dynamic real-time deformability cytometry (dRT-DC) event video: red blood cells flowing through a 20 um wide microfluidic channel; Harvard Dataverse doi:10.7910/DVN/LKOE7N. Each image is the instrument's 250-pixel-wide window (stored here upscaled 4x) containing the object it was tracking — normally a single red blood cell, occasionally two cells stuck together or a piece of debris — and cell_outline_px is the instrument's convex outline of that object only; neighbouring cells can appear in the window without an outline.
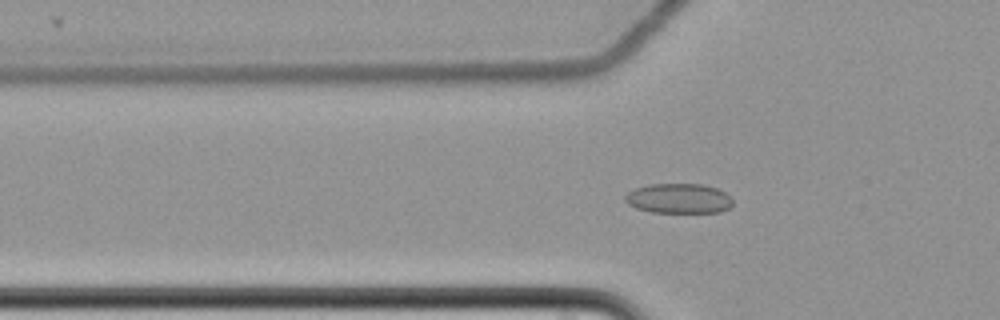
{"species": "common noctule bat (a hibernating species)", "species_latin": "Nyctalus noctula", "temperature_condition": "cold", "stored_images_in_passage": 40, "camera_frame_rate_fps": 3000, "um_per_image_px": 0.085, "animal": {"sex": "female", "body_mass_g": 22.7, "forearm_length_mm": 54.2}, "frame": {"image": 1, "passage_image": 22, "time_ms": 7.0, "image_size_px": [1000, 320], "cell_outline_px": [[732, 204], [728, 208], [720, 212], [652, 212], [636, 208], [628, 204], [624, 200], [624, 196], [628, 192], [636, 188], [648, 184], [700, 184], [716, 188], [732, 196]], "centroid_in_image_um": [57.68, 16.87], "position_along_channel_um": 68.1, "area_um2": 18.73}}
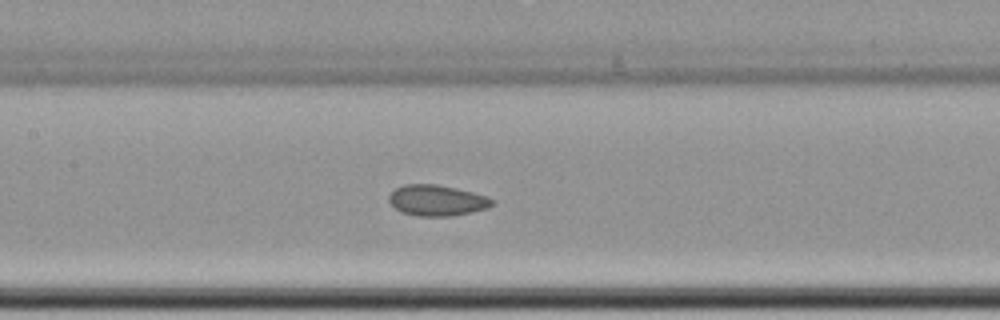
{"frame": {"image": 2, "passage_image": 31, "time_ms": 10.0, "image_size_px": [1000, 320], "cell_outline_px": [[496, 200], [488, 208], [472, 212], [448, 216], [416, 216], [400, 212], [388, 200], [388, 196], [396, 188], [404, 184], [436, 184], [456, 188], [472, 192]], "centroid_in_image_um": [37.12, 17.03], "position_along_channel_um": 170.3, "area_um2": 18.5}}
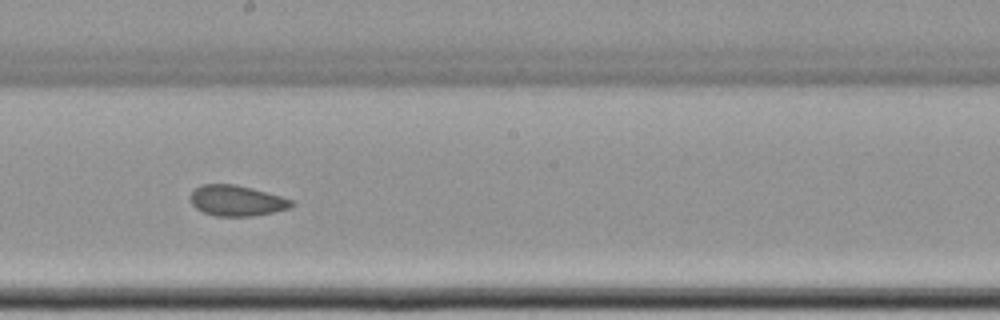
{"frame": {"image": 3, "passage_image": 36, "time_ms": 11.667, "image_size_px": [1000, 320], "cell_outline_px": [[292, 204], [288, 208], [272, 212], [252, 216], [216, 216], [204, 212], [196, 208], [192, 204], [188, 196], [196, 188], [204, 184], [236, 184], [252, 188], [280, 196], [292, 200]], "centroid_in_image_um": [20.07, 17.05], "position_along_channel_um": 228.1, "area_um2": 17.86}}